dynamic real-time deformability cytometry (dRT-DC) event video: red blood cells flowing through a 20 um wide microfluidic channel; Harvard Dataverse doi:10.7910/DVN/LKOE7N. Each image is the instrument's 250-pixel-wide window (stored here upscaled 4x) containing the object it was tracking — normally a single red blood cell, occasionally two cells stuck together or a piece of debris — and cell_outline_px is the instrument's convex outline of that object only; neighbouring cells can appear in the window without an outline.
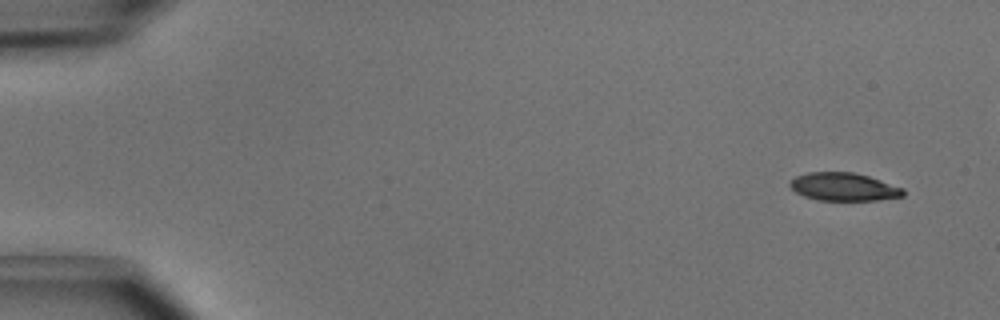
{"species": "common noctule bat (a hibernating species)", "species_latin": "Nyctalus noctula", "temperature_condition": "cold", "stored_images_in_passage": 6, "camera_frame_rate_fps": 3000, "um_per_image_px": 0.085, "animal": {"sex": "male", "body_mass_g": 15.6}, "frame": {"image": 1, "passage_image": 1, "time_ms": 0.0, "image_size_px": [1000, 320], "cell_outline_px": [[904, 196], [876, 200], [816, 200], [804, 196], [796, 192], [788, 184], [796, 176], [808, 172], [852, 172], [868, 176], [904, 188]], "centroid_in_image_um": [71.71, 15.88], "position_along_channel_um": 13.3, "area_um2": 18.38}}
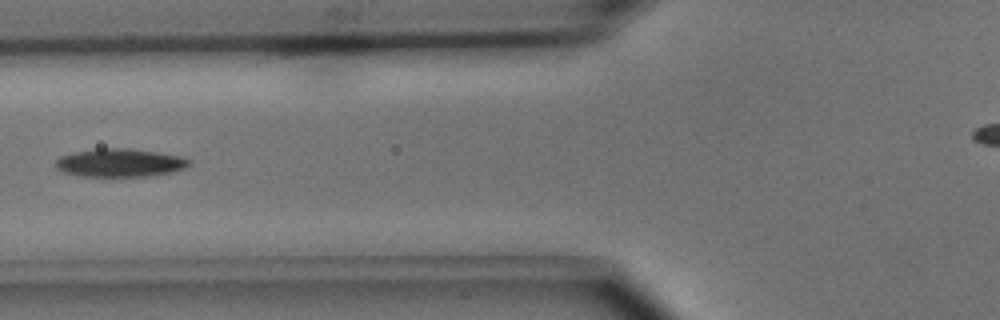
{"frame": {"image": 2, "passage_image": 6, "time_ms": 1.667, "image_size_px": [1000, 320], "cell_outline_px": [[188, 164], [184, 168], [172, 172], [144, 176], [80, 176], [64, 172], [56, 168], [56, 160], [60, 156], [72, 152], [96, 148], [128, 148], [156, 152], [180, 156], [188, 160]], "centroid_in_image_um": [10.12, 13.83], "position_along_channel_um": 115.7, "area_um2": 21.73}}